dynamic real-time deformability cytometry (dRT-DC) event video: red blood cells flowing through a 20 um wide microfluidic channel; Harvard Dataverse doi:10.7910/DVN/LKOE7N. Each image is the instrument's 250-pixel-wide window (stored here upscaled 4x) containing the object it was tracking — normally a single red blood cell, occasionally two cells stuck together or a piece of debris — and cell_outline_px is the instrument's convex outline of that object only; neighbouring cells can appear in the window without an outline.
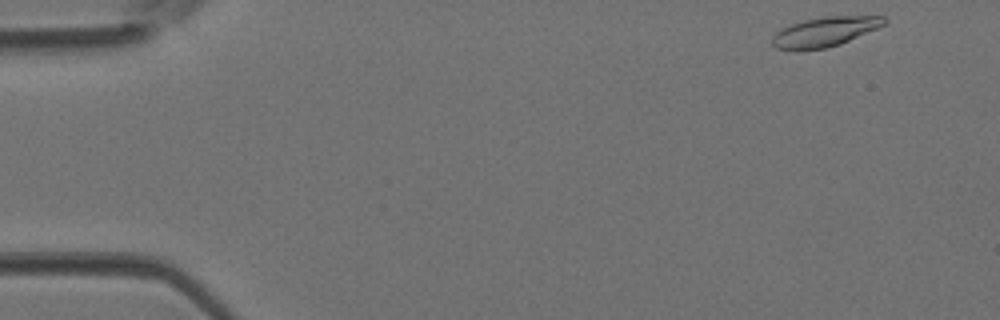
{"species": "Egyptian fruit bat (a non-hibernating species)", "species_latin": "Rousettus aegyptiacus", "temperature_condition": "room temperature", "stored_images_in_passage": 11, "camera_frame_rate_fps": 3000, "um_per_image_px": 0.085, "animal": {"sex": "female"}, "frame": {"image": 1, "passage_image": 1, "time_ms": 0.0, "image_size_px": [1000, 320], "cell_outline_px": [[888, 20], [884, 24], [876, 28], [840, 44], [828, 48], [776, 48], [772, 44], [772, 36], [776, 32], [792, 24], [804, 20], [824, 16], [884, 16]], "centroid_in_image_um": [70.14, 2.67], "position_along_channel_um": 14.9, "area_um2": 18.67}}
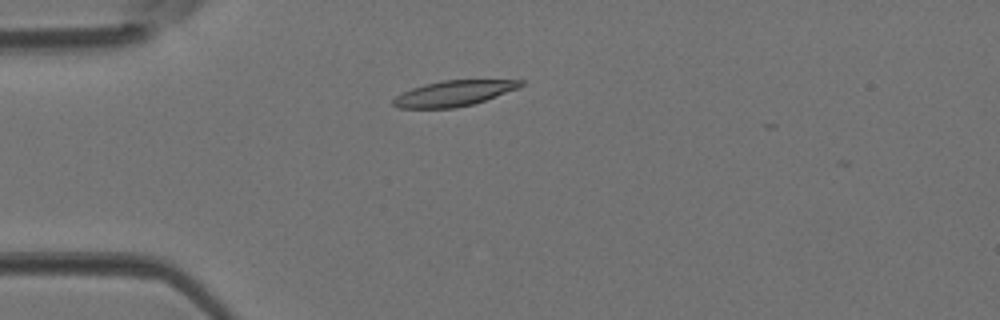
{"frame": {"image": 2, "passage_image": 9, "time_ms": 2.667, "image_size_px": [1000, 320], "cell_outline_px": [[524, 84], [520, 88], [472, 104], [456, 108], [400, 108], [392, 104], [392, 100], [396, 96], [412, 88], [424, 84], [444, 80], [524, 80]], "centroid_in_image_um": [38.58, 7.93], "position_along_channel_um": 46.4, "area_um2": 18.84}}